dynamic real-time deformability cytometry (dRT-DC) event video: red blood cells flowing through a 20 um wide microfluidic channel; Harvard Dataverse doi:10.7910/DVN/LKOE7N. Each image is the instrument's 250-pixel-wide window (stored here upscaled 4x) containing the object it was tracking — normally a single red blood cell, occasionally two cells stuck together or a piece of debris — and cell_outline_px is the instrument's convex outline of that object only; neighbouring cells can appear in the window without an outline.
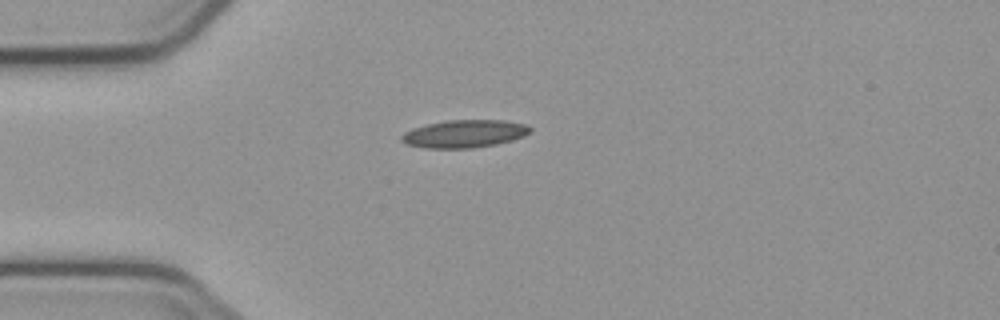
{"species": "common noctule bat (a hibernating species)", "species_latin": "Nyctalus noctula", "temperature_condition": "cold", "stored_images_in_passage": 3, "camera_frame_rate_fps": 3000, "um_per_image_px": 0.085, "animal": {"sex": "male", "body_mass_g": 23.1, "forearm_length_mm": 52.7}, "frame": {"image": 1, "passage_image": 1, "time_ms": 0.0, "image_size_px": [1000, 320], "cell_outline_px": [[532, 132], [524, 136], [512, 140], [496, 144], [472, 148], [424, 148], [408, 144], [400, 140], [400, 136], [404, 132], [412, 128], [428, 124], [448, 120], [504, 120], [524, 124], [532, 128]], "centroid_in_image_um": [39.48, 11.37], "position_along_channel_um": 45.5, "area_um2": 20.81}}
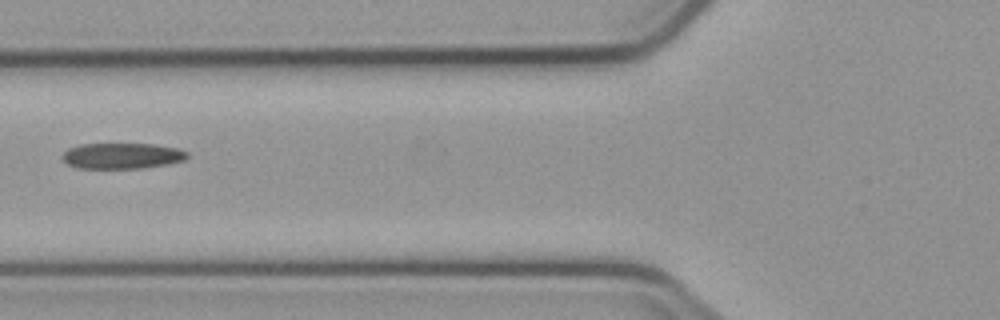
{"frame": {"image": 2, "passage_image": 3, "time_ms": 2.333, "image_size_px": [1000, 320], "cell_outline_px": [[188, 156], [184, 160], [168, 164], [140, 168], [76, 168], [68, 164], [60, 156], [68, 148], [80, 144], [152, 144], [176, 148], [188, 152]], "centroid_in_image_um": [10.34, 13.24], "position_along_channel_um": 115.5, "area_um2": 18.73}}